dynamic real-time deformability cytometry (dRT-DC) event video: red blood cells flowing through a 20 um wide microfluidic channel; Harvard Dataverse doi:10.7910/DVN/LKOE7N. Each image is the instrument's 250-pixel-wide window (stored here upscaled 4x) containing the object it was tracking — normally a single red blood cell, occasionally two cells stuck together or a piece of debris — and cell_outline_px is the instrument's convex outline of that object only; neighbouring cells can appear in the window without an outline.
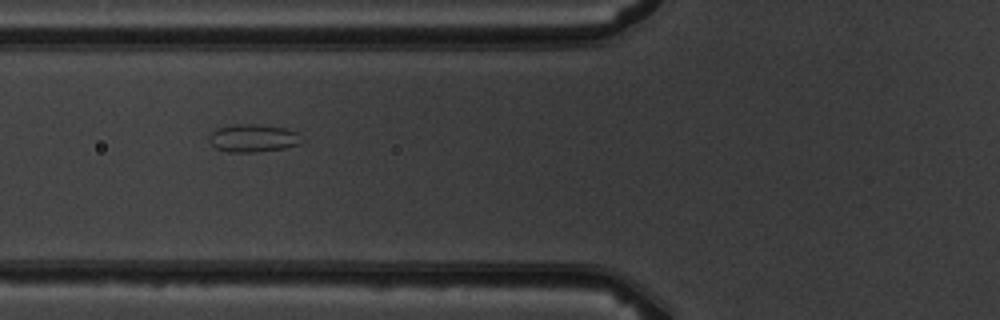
{"species": "common noctule bat (a hibernating species)", "species_latin": "Nyctalus noctula", "temperature_condition": "warm", "stored_images_in_passage": 8, "camera_frame_rate_fps": 3000, "um_per_image_px": 0.085, "animal": {"sex": "male", "body_mass_g": 19.5, "forearm_length_mm": 54.6}, "frame": {"image": 1, "passage_image": 6, "time_ms": 5.667, "image_size_px": [1000, 320], "cell_outline_px": [[304, 140], [300, 144], [284, 148], [256, 152], [228, 152], [216, 148], [208, 140], [208, 136], [216, 128], [232, 124], [256, 124], [284, 128], [300, 132]], "centroid_in_image_um": [21.54, 11.73], "position_along_channel_um": 104.3, "area_um2": 15.26}}
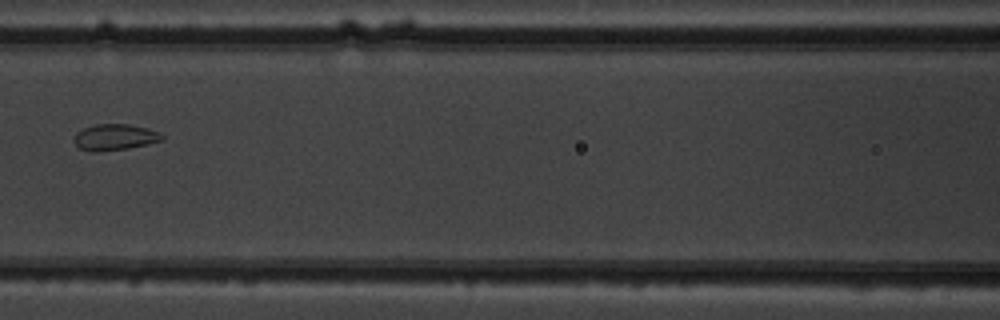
{"frame": {"image": 2, "passage_image": 7, "time_ms": 7.0, "image_size_px": [1000, 320], "cell_outline_px": [[164, 140], [148, 144], [128, 148], [96, 152], [92, 152], [80, 148], [72, 140], [72, 136], [76, 132], [84, 128], [96, 124], [128, 124], [148, 128], [160, 132], [164, 136]], "centroid_in_image_um": [9.75, 11.66], "position_along_channel_um": 156.8, "area_um2": 13.58}}